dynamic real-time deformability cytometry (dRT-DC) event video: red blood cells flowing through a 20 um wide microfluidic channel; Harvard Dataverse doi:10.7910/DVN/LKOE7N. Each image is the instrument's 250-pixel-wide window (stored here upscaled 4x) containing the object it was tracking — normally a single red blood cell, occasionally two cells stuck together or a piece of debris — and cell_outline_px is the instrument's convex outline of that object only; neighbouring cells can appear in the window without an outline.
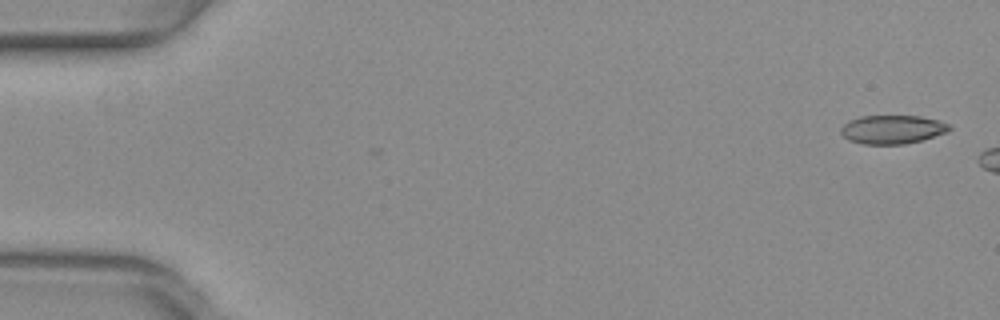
{"species": "common noctule bat (a hibernating species)", "species_latin": "Nyctalus noctula", "temperature_condition": "warm", "stored_images_in_passage": 7, "camera_frame_rate_fps": 3000, "um_per_image_px": 0.085, "animal": {"sex": "female", "body_mass_g": 29.2, "forearm_length_mm": 56.3}, "frame": {"image": 1, "passage_image": 2, "time_ms": 0.333, "image_size_px": [1000, 320], "cell_outline_px": [[952, 128], [948, 132], [920, 140], [904, 144], [864, 144], [848, 140], [840, 132], [840, 128], [848, 120], [860, 116], [920, 116], [936, 120], [948, 124]], "centroid_in_image_um": [75.81, 11.0], "position_along_channel_um": 9.2, "area_um2": 18.03}}